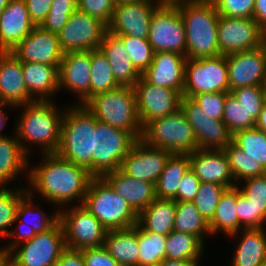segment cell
<instances>
[{
  "mask_svg": "<svg viewBox=\"0 0 266 266\" xmlns=\"http://www.w3.org/2000/svg\"><path fill=\"white\" fill-rule=\"evenodd\" d=\"M42 164L28 170L29 185L47 202L60 207L78 199L82 205L90 180L89 171L56 153L42 154Z\"/></svg>",
  "mask_w": 266,
  "mask_h": 266,
  "instance_id": "obj_1",
  "label": "cell"
},
{
  "mask_svg": "<svg viewBox=\"0 0 266 266\" xmlns=\"http://www.w3.org/2000/svg\"><path fill=\"white\" fill-rule=\"evenodd\" d=\"M24 107L16 125V137L24 152L29 156L27 143L42 147L43 154L56 153L60 143V129L64 112H59L51 101H35L20 105ZM29 153V154H28Z\"/></svg>",
  "mask_w": 266,
  "mask_h": 266,
  "instance_id": "obj_2",
  "label": "cell"
},
{
  "mask_svg": "<svg viewBox=\"0 0 266 266\" xmlns=\"http://www.w3.org/2000/svg\"><path fill=\"white\" fill-rule=\"evenodd\" d=\"M96 117L85 105H73L63 114L56 154L86 168L93 176Z\"/></svg>",
  "mask_w": 266,
  "mask_h": 266,
  "instance_id": "obj_3",
  "label": "cell"
},
{
  "mask_svg": "<svg viewBox=\"0 0 266 266\" xmlns=\"http://www.w3.org/2000/svg\"><path fill=\"white\" fill-rule=\"evenodd\" d=\"M185 25L186 58L221 55L218 48L219 14L212 1L177 6Z\"/></svg>",
  "mask_w": 266,
  "mask_h": 266,
  "instance_id": "obj_4",
  "label": "cell"
},
{
  "mask_svg": "<svg viewBox=\"0 0 266 266\" xmlns=\"http://www.w3.org/2000/svg\"><path fill=\"white\" fill-rule=\"evenodd\" d=\"M85 107L100 121L129 132L141 139L143 128L139 121L135 91L132 87L119 86L92 96Z\"/></svg>",
  "mask_w": 266,
  "mask_h": 266,
  "instance_id": "obj_5",
  "label": "cell"
},
{
  "mask_svg": "<svg viewBox=\"0 0 266 266\" xmlns=\"http://www.w3.org/2000/svg\"><path fill=\"white\" fill-rule=\"evenodd\" d=\"M82 206L107 231L131 228L138 223V214L102 177L90 180Z\"/></svg>",
  "mask_w": 266,
  "mask_h": 266,
  "instance_id": "obj_6",
  "label": "cell"
},
{
  "mask_svg": "<svg viewBox=\"0 0 266 266\" xmlns=\"http://www.w3.org/2000/svg\"><path fill=\"white\" fill-rule=\"evenodd\" d=\"M141 140L172 154H191L198 149L193 128L181 108L149 122L143 128Z\"/></svg>",
  "mask_w": 266,
  "mask_h": 266,
  "instance_id": "obj_7",
  "label": "cell"
},
{
  "mask_svg": "<svg viewBox=\"0 0 266 266\" xmlns=\"http://www.w3.org/2000/svg\"><path fill=\"white\" fill-rule=\"evenodd\" d=\"M137 140L129 133L100 122L96 118L94 133L93 177L120 169Z\"/></svg>",
  "mask_w": 266,
  "mask_h": 266,
  "instance_id": "obj_8",
  "label": "cell"
},
{
  "mask_svg": "<svg viewBox=\"0 0 266 266\" xmlns=\"http://www.w3.org/2000/svg\"><path fill=\"white\" fill-rule=\"evenodd\" d=\"M66 248L64 230L58 221L46 232L14 247L9 252L10 266H54Z\"/></svg>",
  "mask_w": 266,
  "mask_h": 266,
  "instance_id": "obj_9",
  "label": "cell"
},
{
  "mask_svg": "<svg viewBox=\"0 0 266 266\" xmlns=\"http://www.w3.org/2000/svg\"><path fill=\"white\" fill-rule=\"evenodd\" d=\"M229 92L226 55L186 59L183 96Z\"/></svg>",
  "mask_w": 266,
  "mask_h": 266,
  "instance_id": "obj_10",
  "label": "cell"
},
{
  "mask_svg": "<svg viewBox=\"0 0 266 266\" xmlns=\"http://www.w3.org/2000/svg\"><path fill=\"white\" fill-rule=\"evenodd\" d=\"M58 210L67 248L82 251L104 245L106 228L82 205Z\"/></svg>",
  "mask_w": 266,
  "mask_h": 266,
  "instance_id": "obj_11",
  "label": "cell"
},
{
  "mask_svg": "<svg viewBox=\"0 0 266 266\" xmlns=\"http://www.w3.org/2000/svg\"><path fill=\"white\" fill-rule=\"evenodd\" d=\"M148 41L153 52H174L186 56L185 25L177 7L160 5L152 14Z\"/></svg>",
  "mask_w": 266,
  "mask_h": 266,
  "instance_id": "obj_12",
  "label": "cell"
},
{
  "mask_svg": "<svg viewBox=\"0 0 266 266\" xmlns=\"http://www.w3.org/2000/svg\"><path fill=\"white\" fill-rule=\"evenodd\" d=\"M106 32L105 23L77 9L57 34L61 50L67 53L99 49Z\"/></svg>",
  "mask_w": 266,
  "mask_h": 266,
  "instance_id": "obj_13",
  "label": "cell"
},
{
  "mask_svg": "<svg viewBox=\"0 0 266 266\" xmlns=\"http://www.w3.org/2000/svg\"><path fill=\"white\" fill-rule=\"evenodd\" d=\"M221 55L258 48L266 42V33L253 18L220 15L217 25Z\"/></svg>",
  "mask_w": 266,
  "mask_h": 266,
  "instance_id": "obj_14",
  "label": "cell"
},
{
  "mask_svg": "<svg viewBox=\"0 0 266 266\" xmlns=\"http://www.w3.org/2000/svg\"><path fill=\"white\" fill-rule=\"evenodd\" d=\"M142 128L180 108L182 95L174 89L148 83L142 76L133 86Z\"/></svg>",
  "mask_w": 266,
  "mask_h": 266,
  "instance_id": "obj_15",
  "label": "cell"
},
{
  "mask_svg": "<svg viewBox=\"0 0 266 266\" xmlns=\"http://www.w3.org/2000/svg\"><path fill=\"white\" fill-rule=\"evenodd\" d=\"M180 108L193 128L198 149L223 150L232 142L233 134L225 123L211 118L192 98L182 96Z\"/></svg>",
  "mask_w": 266,
  "mask_h": 266,
  "instance_id": "obj_16",
  "label": "cell"
},
{
  "mask_svg": "<svg viewBox=\"0 0 266 266\" xmlns=\"http://www.w3.org/2000/svg\"><path fill=\"white\" fill-rule=\"evenodd\" d=\"M229 92L266 83V42L255 49L226 54Z\"/></svg>",
  "mask_w": 266,
  "mask_h": 266,
  "instance_id": "obj_17",
  "label": "cell"
},
{
  "mask_svg": "<svg viewBox=\"0 0 266 266\" xmlns=\"http://www.w3.org/2000/svg\"><path fill=\"white\" fill-rule=\"evenodd\" d=\"M160 5L159 0H143L115 5L113 16L107 25V31L114 35L148 38L152 14Z\"/></svg>",
  "mask_w": 266,
  "mask_h": 266,
  "instance_id": "obj_18",
  "label": "cell"
},
{
  "mask_svg": "<svg viewBox=\"0 0 266 266\" xmlns=\"http://www.w3.org/2000/svg\"><path fill=\"white\" fill-rule=\"evenodd\" d=\"M171 155L172 153L151 147L139 139L122 160L120 170L130 177L156 184Z\"/></svg>",
  "mask_w": 266,
  "mask_h": 266,
  "instance_id": "obj_19",
  "label": "cell"
},
{
  "mask_svg": "<svg viewBox=\"0 0 266 266\" xmlns=\"http://www.w3.org/2000/svg\"><path fill=\"white\" fill-rule=\"evenodd\" d=\"M11 53L22 63H44L60 67L63 57L58 34L35 26Z\"/></svg>",
  "mask_w": 266,
  "mask_h": 266,
  "instance_id": "obj_20",
  "label": "cell"
},
{
  "mask_svg": "<svg viewBox=\"0 0 266 266\" xmlns=\"http://www.w3.org/2000/svg\"><path fill=\"white\" fill-rule=\"evenodd\" d=\"M91 51L63 54L59 67V90L65 88L78 95L80 105L90 99Z\"/></svg>",
  "mask_w": 266,
  "mask_h": 266,
  "instance_id": "obj_21",
  "label": "cell"
},
{
  "mask_svg": "<svg viewBox=\"0 0 266 266\" xmlns=\"http://www.w3.org/2000/svg\"><path fill=\"white\" fill-rule=\"evenodd\" d=\"M186 59L174 52H156L141 76L152 85L177 90L183 96Z\"/></svg>",
  "mask_w": 266,
  "mask_h": 266,
  "instance_id": "obj_22",
  "label": "cell"
},
{
  "mask_svg": "<svg viewBox=\"0 0 266 266\" xmlns=\"http://www.w3.org/2000/svg\"><path fill=\"white\" fill-rule=\"evenodd\" d=\"M35 101L27 90L22 62L11 52H0V103L15 108Z\"/></svg>",
  "mask_w": 266,
  "mask_h": 266,
  "instance_id": "obj_23",
  "label": "cell"
},
{
  "mask_svg": "<svg viewBox=\"0 0 266 266\" xmlns=\"http://www.w3.org/2000/svg\"><path fill=\"white\" fill-rule=\"evenodd\" d=\"M31 194V191H28V194L19 202L15 219V222H17V220L20 221L18 225L19 228H16L17 233H15L14 231L9 232L7 237H13L15 238V241L13 240V242L8 244V246L5 245V247H3L7 252L12 251L17 245L25 241L31 240L37 233L46 232L59 221V210L57 209L56 212L52 214V216H49L44 212L42 213L41 207L36 208L40 209L38 211L34 210V202L32 199V196L34 195ZM31 217L33 219L30 220L31 222L29 224V220L27 221L26 219H31Z\"/></svg>",
  "mask_w": 266,
  "mask_h": 266,
  "instance_id": "obj_24",
  "label": "cell"
},
{
  "mask_svg": "<svg viewBox=\"0 0 266 266\" xmlns=\"http://www.w3.org/2000/svg\"><path fill=\"white\" fill-rule=\"evenodd\" d=\"M190 169L200 182L217 183L227 188L238 185L223 150L197 149L189 154Z\"/></svg>",
  "mask_w": 266,
  "mask_h": 266,
  "instance_id": "obj_25",
  "label": "cell"
},
{
  "mask_svg": "<svg viewBox=\"0 0 266 266\" xmlns=\"http://www.w3.org/2000/svg\"><path fill=\"white\" fill-rule=\"evenodd\" d=\"M34 27L24 0H11L0 14V52H11Z\"/></svg>",
  "mask_w": 266,
  "mask_h": 266,
  "instance_id": "obj_26",
  "label": "cell"
},
{
  "mask_svg": "<svg viewBox=\"0 0 266 266\" xmlns=\"http://www.w3.org/2000/svg\"><path fill=\"white\" fill-rule=\"evenodd\" d=\"M102 178L139 214L155 199V184L124 174L120 169L106 173Z\"/></svg>",
  "mask_w": 266,
  "mask_h": 266,
  "instance_id": "obj_27",
  "label": "cell"
},
{
  "mask_svg": "<svg viewBox=\"0 0 266 266\" xmlns=\"http://www.w3.org/2000/svg\"><path fill=\"white\" fill-rule=\"evenodd\" d=\"M99 49L107 57L117 84L133 88L142 74L133 66L123 41L107 31Z\"/></svg>",
  "mask_w": 266,
  "mask_h": 266,
  "instance_id": "obj_28",
  "label": "cell"
},
{
  "mask_svg": "<svg viewBox=\"0 0 266 266\" xmlns=\"http://www.w3.org/2000/svg\"><path fill=\"white\" fill-rule=\"evenodd\" d=\"M22 71L27 90L36 101H50L52 94L59 91V67L25 62Z\"/></svg>",
  "mask_w": 266,
  "mask_h": 266,
  "instance_id": "obj_29",
  "label": "cell"
},
{
  "mask_svg": "<svg viewBox=\"0 0 266 266\" xmlns=\"http://www.w3.org/2000/svg\"><path fill=\"white\" fill-rule=\"evenodd\" d=\"M103 246L121 266H138V223L127 229L108 230Z\"/></svg>",
  "mask_w": 266,
  "mask_h": 266,
  "instance_id": "obj_30",
  "label": "cell"
},
{
  "mask_svg": "<svg viewBox=\"0 0 266 266\" xmlns=\"http://www.w3.org/2000/svg\"><path fill=\"white\" fill-rule=\"evenodd\" d=\"M29 166L28 155L24 152L16 135L0 137V187L19 178ZM25 170V171H24Z\"/></svg>",
  "mask_w": 266,
  "mask_h": 266,
  "instance_id": "obj_31",
  "label": "cell"
},
{
  "mask_svg": "<svg viewBox=\"0 0 266 266\" xmlns=\"http://www.w3.org/2000/svg\"><path fill=\"white\" fill-rule=\"evenodd\" d=\"M176 201L156 198L138 214V223L151 233L169 235L174 229Z\"/></svg>",
  "mask_w": 266,
  "mask_h": 266,
  "instance_id": "obj_32",
  "label": "cell"
},
{
  "mask_svg": "<svg viewBox=\"0 0 266 266\" xmlns=\"http://www.w3.org/2000/svg\"><path fill=\"white\" fill-rule=\"evenodd\" d=\"M242 231L231 266H262L266 263V230L250 228Z\"/></svg>",
  "mask_w": 266,
  "mask_h": 266,
  "instance_id": "obj_33",
  "label": "cell"
},
{
  "mask_svg": "<svg viewBox=\"0 0 266 266\" xmlns=\"http://www.w3.org/2000/svg\"><path fill=\"white\" fill-rule=\"evenodd\" d=\"M237 185L227 188L216 207L213 218L208 222L211 235L223 232L227 237L239 235L237 214ZM220 230V231H219Z\"/></svg>",
  "mask_w": 266,
  "mask_h": 266,
  "instance_id": "obj_34",
  "label": "cell"
},
{
  "mask_svg": "<svg viewBox=\"0 0 266 266\" xmlns=\"http://www.w3.org/2000/svg\"><path fill=\"white\" fill-rule=\"evenodd\" d=\"M189 168V154H172L156 181V198L174 199L177 196L179 183Z\"/></svg>",
  "mask_w": 266,
  "mask_h": 266,
  "instance_id": "obj_35",
  "label": "cell"
},
{
  "mask_svg": "<svg viewBox=\"0 0 266 266\" xmlns=\"http://www.w3.org/2000/svg\"><path fill=\"white\" fill-rule=\"evenodd\" d=\"M203 247L204 243L197 236L173 230L166 238L165 258L198 263Z\"/></svg>",
  "mask_w": 266,
  "mask_h": 266,
  "instance_id": "obj_36",
  "label": "cell"
},
{
  "mask_svg": "<svg viewBox=\"0 0 266 266\" xmlns=\"http://www.w3.org/2000/svg\"><path fill=\"white\" fill-rule=\"evenodd\" d=\"M173 230L193 234L203 243V235H211L208 222L203 218L192 201L176 202V215Z\"/></svg>",
  "mask_w": 266,
  "mask_h": 266,
  "instance_id": "obj_37",
  "label": "cell"
},
{
  "mask_svg": "<svg viewBox=\"0 0 266 266\" xmlns=\"http://www.w3.org/2000/svg\"><path fill=\"white\" fill-rule=\"evenodd\" d=\"M167 236L146 231L138 223V266H158L165 259Z\"/></svg>",
  "mask_w": 266,
  "mask_h": 266,
  "instance_id": "obj_38",
  "label": "cell"
},
{
  "mask_svg": "<svg viewBox=\"0 0 266 266\" xmlns=\"http://www.w3.org/2000/svg\"><path fill=\"white\" fill-rule=\"evenodd\" d=\"M227 157L230 171L235 183H240L244 179L266 174V170L256 161L250 158L237 147L233 142L223 149Z\"/></svg>",
  "mask_w": 266,
  "mask_h": 266,
  "instance_id": "obj_39",
  "label": "cell"
},
{
  "mask_svg": "<svg viewBox=\"0 0 266 266\" xmlns=\"http://www.w3.org/2000/svg\"><path fill=\"white\" fill-rule=\"evenodd\" d=\"M119 87L107 57L100 49L91 51L90 98Z\"/></svg>",
  "mask_w": 266,
  "mask_h": 266,
  "instance_id": "obj_40",
  "label": "cell"
},
{
  "mask_svg": "<svg viewBox=\"0 0 266 266\" xmlns=\"http://www.w3.org/2000/svg\"><path fill=\"white\" fill-rule=\"evenodd\" d=\"M232 142L266 170V132L256 127L237 131Z\"/></svg>",
  "mask_w": 266,
  "mask_h": 266,
  "instance_id": "obj_41",
  "label": "cell"
},
{
  "mask_svg": "<svg viewBox=\"0 0 266 266\" xmlns=\"http://www.w3.org/2000/svg\"><path fill=\"white\" fill-rule=\"evenodd\" d=\"M244 187H239L241 193L256 209V228L266 225V174L244 179Z\"/></svg>",
  "mask_w": 266,
  "mask_h": 266,
  "instance_id": "obj_42",
  "label": "cell"
},
{
  "mask_svg": "<svg viewBox=\"0 0 266 266\" xmlns=\"http://www.w3.org/2000/svg\"><path fill=\"white\" fill-rule=\"evenodd\" d=\"M28 194V190L0 188V236L7 237L10 226L15 223L19 202Z\"/></svg>",
  "mask_w": 266,
  "mask_h": 266,
  "instance_id": "obj_43",
  "label": "cell"
},
{
  "mask_svg": "<svg viewBox=\"0 0 266 266\" xmlns=\"http://www.w3.org/2000/svg\"><path fill=\"white\" fill-rule=\"evenodd\" d=\"M226 189L227 187L217 183H200L198 193L192 202L207 222L213 218L219 200Z\"/></svg>",
  "mask_w": 266,
  "mask_h": 266,
  "instance_id": "obj_44",
  "label": "cell"
},
{
  "mask_svg": "<svg viewBox=\"0 0 266 266\" xmlns=\"http://www.w3.org/2000/svg\"><path fill=\"white\" fill-rule=\"evenodd\" d=\"M222 121L232 134L256 125V121L248 115L247 110L238 103L237 98L231 92L226 96Z\"/></svg>",
  "mask_w": 266,
  "mask_h": 266,
  "instance_id": "obj_45",
  "label": "cell"
},
{
  "mask_svg": "<svg viewBox=\"0 0 266 266\" xmlns=\"http://www.w3.org/2000/svg\"><path fill=\"white\" fill-rule=\"evenodd\" d=\"M128 52L133 66L142 74L152 63L153 49L147 38H136L127 35H117Z\"/></svg>",
  "mask_w": 266,
  "mask_h": 266,
  "instance_id": "obj_46",
  "label": "cell"
},
{
  "mask_svg": "<svg viewBox=\"0 0 266 266\" xmlns=\"http://www.w3.org/2000/svg\"><path fill=\"white\" fill-rule=\"evenodd\" d=\"M78 9V0H53L51 8L41 27L53 33L60 32L70 15Z\"/></svg>",
  "mask_w": 266,
  "mask_h": 266,
  "instance_id": "obj_47",
  "label": "cell"
},
{
  "mask_svg": "<svg viewBox=\"0 0 266 266\" xmlns=\"http://www.w3.org/2000/svg\"><path fill=\"white\" fill-rule=\"evenodd\" d=\"M248 115L257 121L264 104L263 86L240 87L231 91Z\"/></svg>",
  "mask_w": 266,
  "mask_h": 266,
  "instance_id": "obj_48",
  "label": "cell"
},
{
  "mask_svg": "<svg viewBox=\"0 0 266 266\" xmlns=\"http://www.w3.org/2000/svg\"><path fill=\"white\" fill-rule=\"evenodd\" d=\"M219 15L253 18L255 0H212Z\"/></svg>",
  "mask_w": 266,
  "mask_h": 266,
  "instance_id": "obj_49",
  "label": "cell"
},
{
  "mask_svg": "<svg viewBox=\"0 0 266 266\" xmlns=\"http://www.w3.org/2000/svg\"><path fill=\"white\" fill-rule=\"evenodd\" d=\"M229 92L201 93L192 97L201 110L216 120H223L224 103Z\"/></svg>",
  "mask_w": 266,
  "mask_h": 266,
  "instance_id": "obj_50",
  "label": "cell"
},
{
  "mask_svg": "<svg viewBox=\"0 0 266 266\" xmlns=\"http://www.w3.org/2000/svg\"><path fill=\"white\" fill-rule=\"evenodd\" d=\"M114 0H78V10L109 24L115 8Z\"/></svg>",
  "mask_w": 266,
  "mask_h": 266,
  "instance_id": "obj_51",
  "label": "cell"
},
{
  "mask_svg": "<svg viewBox=\"0 0 266 266\" xmlns=\"http://www.w3.org/2000/svg\"><path fill=\"white\" fill-rule=\"evenodd\" d=\"M237 214L239 218V231L256 228V209L241 193L237 186Z\"/></svg>",
  "mask_w": 266,
  "mask_h": 266,
  "instance_id": "obj_52",
  "label": "cell"
},
{
  "mask_svg": "<svg viewBox=\"0 0 266 266\" xmlns=\"http://www.w3.org/2000/svg\"><path fill=\"white\" fill-rule=\"evenodd\" d=\"M200 183L201 182L195 173L189 168L179 183L177 196L174 198V200L176 202L193 201L198 193Z\"/></svg>",
  "mask_w": 266,
  "mask_h": 266,
  "instance_id": "obj_53",
  "label": "cell"
},
{
  "mask_svg": "<svg viewBox=\"0 0 266 266\" xmlns=\"http://www.w3.org/2000/svg\"><path fill=\"white\" fill-rule=\"evenodd\" d=\"M85 266H121L104 246L82 250Z\"/></svg>",
  "mask_w": 266,
  "mask_h": 266,
  "instance_id": "obj_54",
  "label": "cell"
},
{
  "mask_svg": "<svg viewBox=\"0 0 266 266\" xmlns=\"http://www.w3.org/2000/svg\"><path fill=\"white\" fill-rule=\"evenodd\" d=\"M29 17L35 26H41L48 15L53 0H24Z\"/></svg>",
  "mask_w": 266,
  "mask_h": 266,
  "instance_id": "obj_55",
  "label": "cell"
},
{
  "mask_svg": "<svg viewBox=\"0 0 266 266\" xmlns=\"http://www.w3.org/2000/svg\"><path fill=\"white\" fill-rule=\"evenodd\" d=\"M54 266H85L82 251L66 248Z\"/></svg>",
  "mask_w": 266,
  "mask_h": 266,
  "instance_id": "obj_56",
  "label": "cell"
},
{
  "mask_svg": "<svg viewBox=\"0 0 266 266\" xmlns=\"http://www.w3.org/2000/svg\"><path fill=\"white\" fill-rule=\"evenodd\" d=\"M253 19L266 33V0H255Z\"/></svg>",
  "mask_w": 266,
  "mask_h": 266,
  "instance_id": "obj_57",
  "label": "cell"
},
{
  "mask_svg": "<svg viewBox=\"0 0 266 266\" xmlns=\"http://www.w3.org/2000/svg\"><path fill=\"white\" fill-rule=\"evenodd\" d=\"M162 5L177 7L182 4L204 3L212 0H159Z\"/></svg>",
  "mask_w": 266,
  "mask_h": 266,
  "instance_id": "obj_58",
  "label": "cell"
},
{
  "mask_svg": "<svg viewBox=\"0 0 266 266\" xmlns=\"http://www.w3.org/2000/svg\"><path fill=\"white\" fill-rule=\"evenodd\" d=\"M158 266H200V265L199 263H193L191 261L169 260L165 258Z\"/></svg>",
  "mask_w": 266,
  "mask_h": 266,
  "instance_id": "obj_59",
  "label": "cell"
},
{
  "mask_svg": "<svg viewBox=\"0 0 266 266\" xmlns=\"http://www.w3.org/2000/svg\"><path fill=\"white\" fill-rule=\"evenodd\" d=\"M255 127L261 131L266 132V104L265 103L263 104L262 110L256 121Z\"/></svg>",
  "mask_w": 266,
  "mask_h": 266,
  "instance_id": "obj_60",
  "label": "cell"
},
{
  "mask_svg": "<svg viewBox=\"0 0 266 266\" xmlns=\"http://www.w3.org/2000/svg\"><path fill=\"white\" fill-rule=\"evenodd\" d=\"M0 266H10V253L4 248L0 249Z\"/></svg>",
  "mask_w": 266,
  "mask_h": 266,
  "instance_id": "obj_61",
  "label": "cell"
},
{
  "mask_svg": "<svg viewBox=\"0 0 266 266\" xmlns=\"http://www.w3.org/2000/svg\"><path fill=\"white\" fill-rule=\"evenodd\" d=\"M1 107L3 108V107H12L11 105H9V104H2V103H0V131L4 128V126H5V124H6V115H5V113H4V111H3V109H1ZM0 137H4V135H2V133H0Z\"/></svg>",
  "mask_w": 266,
  "mask_h": 266,
  "instance_id": "obj_62",
  "label": "cell"
},
{
  "mask_svg": "<svg viewBox=\"0 0 266 266\" xmlns=\"http://www.w3.org/2000/svg\"><path fill=\"white\" fill-rule=\"evenodd\" d=\"M10 2L11 0H0V14Z\"/></svg>",
  "mask_w": 266,
  "mask_h": 266,
  "instance_id": "obj_63",
  "label": "cell"
},
{
  "mask_svg": "<svg viewBox=\"0 0 266 266\" xmlns=\"http://www.w3.org/2000/svg\"><path fill=\"white\" fill-rule=\"evenodd\" d=\"M115 4H122V3H132V2H139V1H143V0H114Z\"/></svg>",
  "mask_w": 266,
  "mask_h": 266,
  "instance_id": "obj_64",
  "label": "cell"
},
{
  "mask_svg": "<svg viewBox=\"0 0 266 266\" xmlns=\"http://www.w3.org/2000/svg\"><path fill=\"white\" fill-rule=\"evenodd\" d=\"M264 103L266 104V83L263 85Z\"/></svg>",
  "mask_w": 266,
  "mask_h": 266,
  "instance_id": "obj_65",
  "label": "cell"
}]
</instances>
